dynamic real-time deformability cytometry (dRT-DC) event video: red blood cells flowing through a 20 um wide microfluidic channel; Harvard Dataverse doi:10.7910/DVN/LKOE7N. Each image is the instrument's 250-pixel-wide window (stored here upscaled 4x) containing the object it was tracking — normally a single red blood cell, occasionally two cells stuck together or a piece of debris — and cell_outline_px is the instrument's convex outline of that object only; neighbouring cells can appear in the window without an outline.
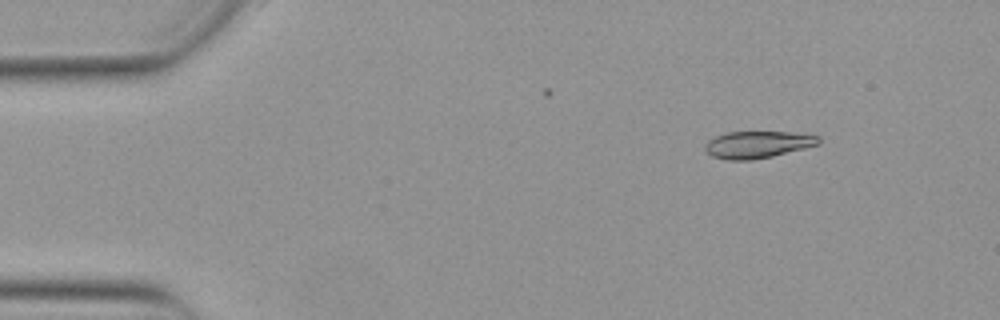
{"species": "Egyptian fruit bat (a non-hibernating species)", "species_latin": "Rousettus aegyptiacus", "temperature_condition": "warm", "stored_images_in_passage": 11, "camera_frame_rate_fps": 3000, "um_per_image_px": 0.085, "animal": {"sex": "female"}, "frame": {"image": 1, "passage_image": 3, "time_ms": 0.667, "image_size_px": [1000, 320], "cell_outline_px": [[820, 144], [772, 156], [752, 160], [728, 160], [712, 156], [704, 148], [704, 144], [708, 140], [716, 136], [728, 132], [788, 132], [820, 136]], "centroid_in_image_um": [64.38, 12.29], "position_along_channel_um": 20.6, "area_um2": 17.74}}